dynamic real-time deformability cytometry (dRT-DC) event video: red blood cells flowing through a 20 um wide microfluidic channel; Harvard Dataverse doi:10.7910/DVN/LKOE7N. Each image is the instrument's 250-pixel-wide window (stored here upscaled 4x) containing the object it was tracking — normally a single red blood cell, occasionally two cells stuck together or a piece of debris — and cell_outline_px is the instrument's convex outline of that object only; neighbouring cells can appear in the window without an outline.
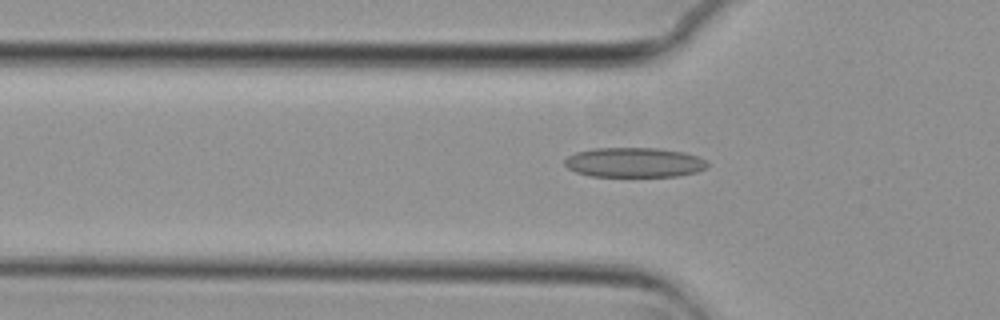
{"species": "common noctule bat (a hibernating species)", "species_latin": "Nyctalus noctula", "temperature_condition": "cold", "stored_images_in_passage": 44, "camera_frame_rate_fps": 3000, "um_per_image_px": 0.085, "animal": {"sex": "female", "body_mass_g": 29.2, "forearm_length_mm": 56.3}, "frame": {"image": 1, "passage_image": 7, "time_ms": 2.0, "image_size_px": [1000, 320], "cell_outline_px": [[708, 164], [704, 168], [696, 172], [680, 176], [588, 176], [576, 172], [568, 168], [564, 164], [564, 160], [568, 156], [576, 152], [592, 148], [656, 148], [684, 152], [696, 156], [704, 160]], "centroid_in_image_um": [53.86, 13.81], "position_along_channel_um": 71.9, "area_um2": 24.68}}
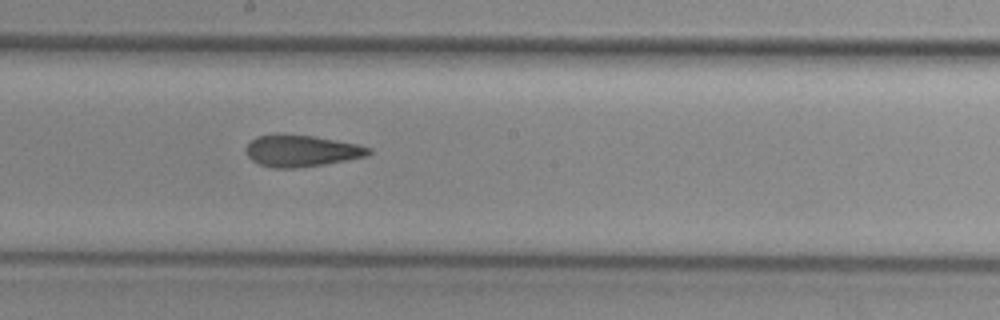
{"frame": {"image": 2, "passage_image": 19, "time_ms": 6.0, "image_size_px": [1000, 320], "cell_outline_px": [[372, 152], [368, 156], [324, 164], [296, 168], [272, 168], [260, 164], [252, 160], [248, 156], [244, 148], [256, 136], [276, 132], [312, 136], [336, 140], [356, 144], [372, 148]], "centroid_in_image_um": [25.59, 12.8], "position_along_channel_um": 222.6, "area_um2": 22.89}}
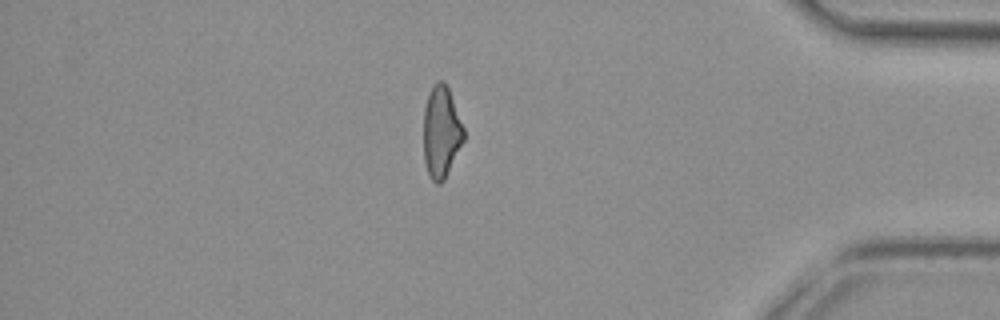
{"frame": {"image": 3, "passage_image": 36, "time_ms": 11.667, "image_size_px": [1000, 320], "cell_outline_px": [[464, 140], [444, 180], [440, 184], [436, 184], [432, 180], [428, 172], [424, 160], [424, 108], [432, 84], [436, 80], [444, 80], [448, 88], [464, 128]], "centroid_in_image_um": [37.5, 11.2], "position_along_channel_um": 397.7, "area_um2": 21.39}, "authors_computed_cell_mechanics": {"area_um2": 22.7732, "velocity_mm_per_s": 3.747, "shape_relaxation_time_tau1_ms": null, "shape_relaxation_time_tau2_ms": 3.9525, "deformation_change_tau1": null, "deformation_change_tau2": 0.1361}}